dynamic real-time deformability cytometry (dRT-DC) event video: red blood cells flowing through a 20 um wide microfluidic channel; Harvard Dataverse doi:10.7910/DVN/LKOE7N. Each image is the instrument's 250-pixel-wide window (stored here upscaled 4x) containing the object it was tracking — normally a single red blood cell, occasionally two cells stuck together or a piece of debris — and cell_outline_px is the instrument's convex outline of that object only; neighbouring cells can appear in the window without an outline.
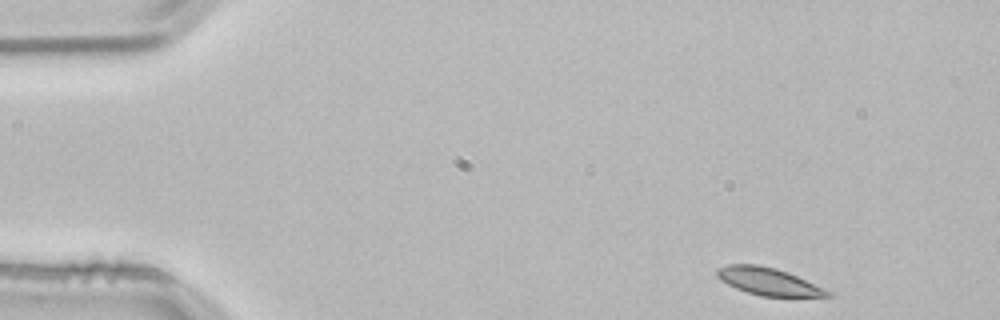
{"species": "common noctule bat (a hibernating species)", "species_latin": "Nyctalus noctula", "temperature_condition": "room temperature", "stored_images_in_passage": 49, "camera_frame_rate_fps": 3000, "um_per_image_px": 0.085, "animal": {"sex": "male", "body_mass_g": 21.5, "forearm_length_mm": 52.0}, "frame": {"image": 1, "passage_image": 1, "time_ms": 0.0, "image_size_px": [1000, 320], "cell_outline_px": [[836, 296], [760, 296], [736, 288], [720, 280], [716, 276], [716, 268], [728, 264], [756, 264], [776, 268], [788, 272], [836, 292]], "centroid_in_image_um": [65.37, 23.92], "position_along_channel_um": 19.6, "area_um2": 17.92}}
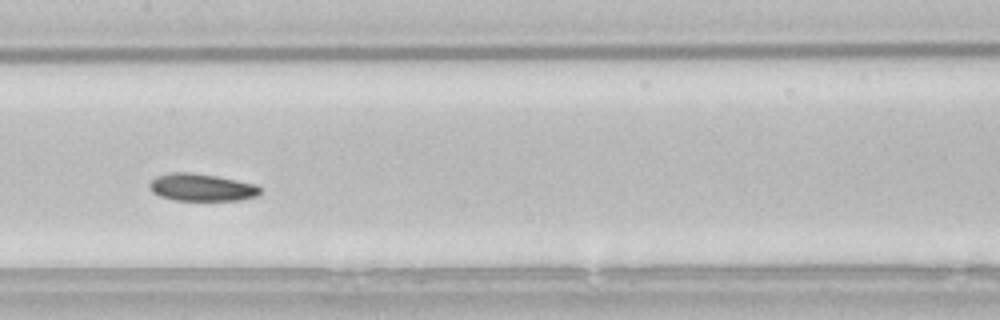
{"frame": {"image": 2, "passage_image": 22, "time_ms": 7.0, "image_size_px": [1000, 320], "cell_outline_px": [[260, 192], [256, 196], [240, 200], [176, 200], [160, 196], [152, 192], [148, 184], [156, 176], [168, 172], [192, 172], [216, 176], [256, 184], [260, 188]], "centroid_in_image_um": [17.11, 15.92], "position_along_channel_um": 190.3, "area_um2": 17.63}}
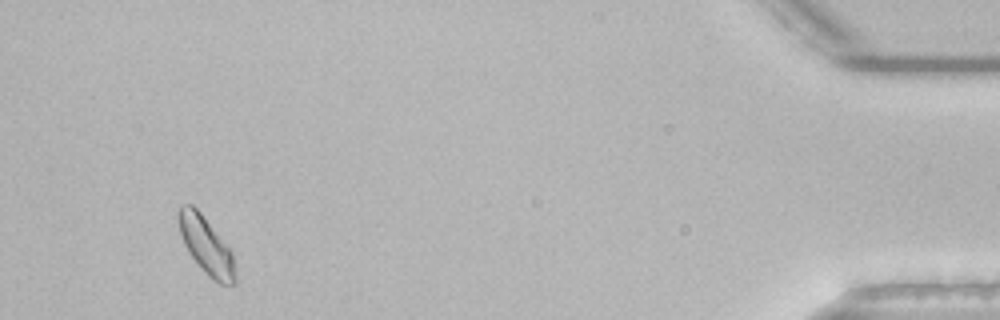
{"frame": {"image": 3, "passage_image": 46, "time_ms": 15.0, "image_size_px": [1000, 320], "cell_outline_px": [[236, 284], [220, 284], [212, 280], [204, 272], [188, 252], [184, 244], [180, 232], [176, 216], [176, 212], [180, 204], [192, 204], [200, 212], [232, 252], [236, 276]], "centroid_in_image_um": [17.49, 20.86], "position_along_channel_um": 417.7, "area_um2": 18.9}, "authors_computed_cell_mechanics": {"area_um2": 18.0914, "velocity_mm_per_s": 3.786, "shape_relaxation_time_tau1_ms": 2.6805, "shape_relaxation_time_tau2_ms": 6.4716, "deformation_change_tau1": 0.0738, "deformation_change_tau2": 0.0932}}